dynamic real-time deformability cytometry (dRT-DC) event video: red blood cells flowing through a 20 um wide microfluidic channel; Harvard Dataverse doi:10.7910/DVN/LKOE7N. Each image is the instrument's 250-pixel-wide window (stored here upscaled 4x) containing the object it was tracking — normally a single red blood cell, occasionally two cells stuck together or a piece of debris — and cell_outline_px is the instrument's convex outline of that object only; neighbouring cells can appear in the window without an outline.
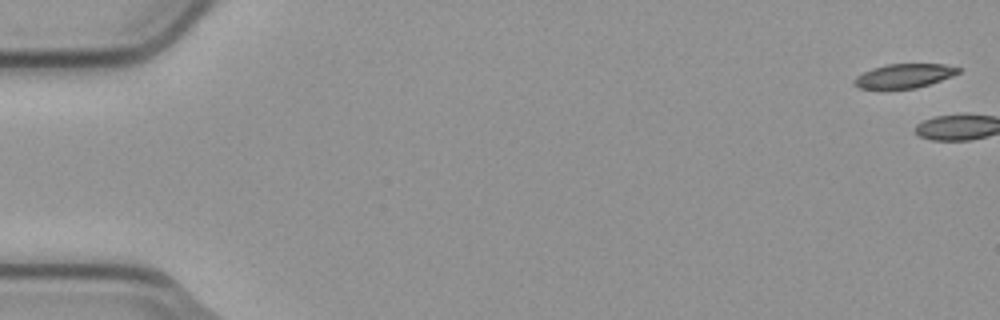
{"species": "common noctule bat (a hibernating species)", "species_latin": "Nyctalus noctula", "temperature_condition": "cold", "stored_images_in_passage": 6, "camera_frame_rate_fps": 3000, "um_per_image_px": 0.085, "animal": {"sex": "male", "body_mass_g": 23.1, "forearm_length_mm": 52.7}, "frame": {"image": 1, "passage_image": 1, "time_ms": 0.0, "image_size_px": [1000, 320], "cell_outline_px": [[960, 72], [952, 76], [916, 88], [860, 88], [852, 84], [852, 80], [856, 76], [872, 68], [888, 64], [944, 64], [960, 68]], "centroid_in_image_um": [76.83, 6.44], "position_along_channel_um": 8.2, "area_um2": 14.45}}